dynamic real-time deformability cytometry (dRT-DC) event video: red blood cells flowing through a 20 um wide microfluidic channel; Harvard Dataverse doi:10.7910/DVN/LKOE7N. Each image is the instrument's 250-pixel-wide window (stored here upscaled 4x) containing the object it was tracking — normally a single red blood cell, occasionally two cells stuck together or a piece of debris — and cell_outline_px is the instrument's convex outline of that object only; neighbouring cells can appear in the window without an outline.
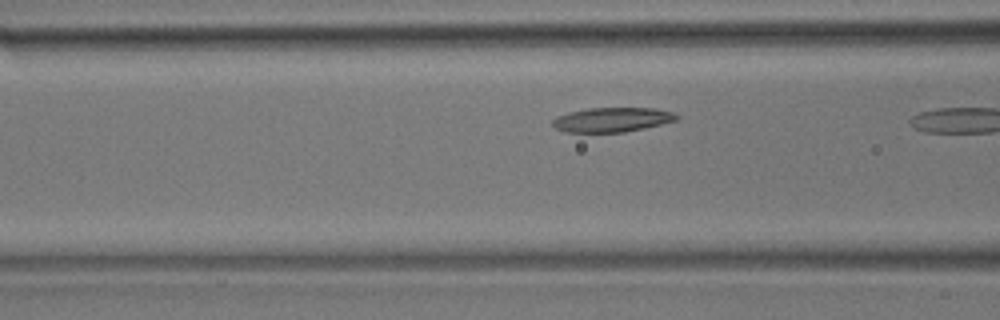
{"species": "common noctule bat (a hibernating species)", "species_latin": "Nyctalus noctula", "temperature_condition": "room temperature", "stored_images_in_passage": 8, "camera_frame_rate_fps": 3000, "um_per_image_px": 0.085, "animal": {"sex": "male", "body_mass_g": 17.9}, "frame": {"image": 1, "passage_image": 7, "time_ms": 2.0, "image_size_px": [1000, 320], "cell_outline_px": [[680, 116], [676, 120], [644, 128], [624, 132], [568, 132], [556, 128], [552, 124], [552, 120], [556, 116], [568, 112], [588, 108], [656, 108], [672, 112]], "centroid_in_image_um": [52.02, 10.16], "position_along_channel_um": 114.6, "area_um2": 17.63}}